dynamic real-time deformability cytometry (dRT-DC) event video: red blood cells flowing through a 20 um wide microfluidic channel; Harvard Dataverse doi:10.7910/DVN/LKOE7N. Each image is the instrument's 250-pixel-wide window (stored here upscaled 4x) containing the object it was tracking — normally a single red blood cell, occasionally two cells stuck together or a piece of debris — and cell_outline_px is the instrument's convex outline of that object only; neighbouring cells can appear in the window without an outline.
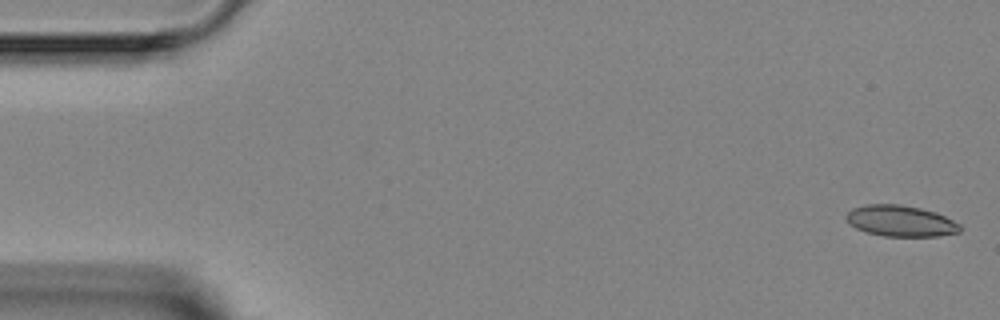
{"species": "Egyptian fruit bat (a non-hibernating species)", "species_latin": "Rousettus aegyptiacus", "temperature_condition": "room temperature", "stored_images_in_passage": 5, "camera_frame_rate_fps": 3000, "um_per_image_px": 0.085, "animal": {"sex": "female"}, "frame": {"image": 1, "passage_image": 1, "time_ms": 0.0, "image_size_px": [1000, 320], "cell_outline_px": [[960, 232], [940, 236], [884, 236], [868, 232], [856, 228], [848, 224], [844, 216], [852, 208], [868, 204], [900, 204], [920, 208], [936, 212], [960, 224]], "centroid_in_image_um": [76.53, 18.78], "position_along_channel_um": 8.5, "area_um2": 20.63}}